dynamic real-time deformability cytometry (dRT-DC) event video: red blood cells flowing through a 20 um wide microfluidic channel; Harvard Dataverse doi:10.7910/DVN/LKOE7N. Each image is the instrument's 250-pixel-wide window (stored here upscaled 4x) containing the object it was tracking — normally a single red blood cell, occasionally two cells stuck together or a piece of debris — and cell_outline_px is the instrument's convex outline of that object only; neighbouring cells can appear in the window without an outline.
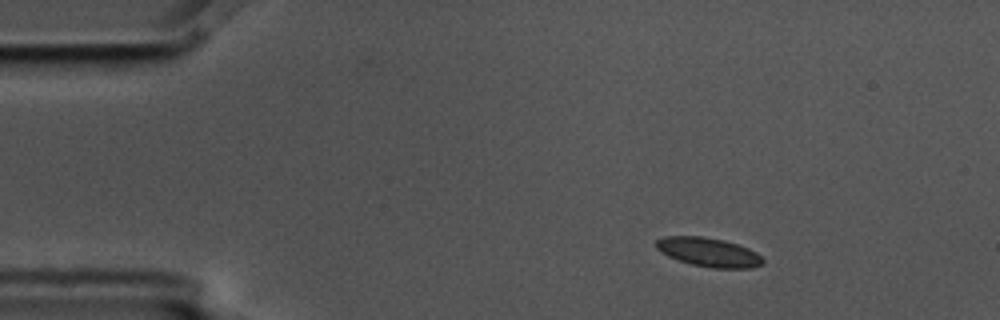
{"species": "common noctule bat (a hibernating species)", "species_latin": "Nyctalus noctula", "temperature_condition": "cold", "stored_images_in_passage": 3, "camera_frame_rate_fps": 3000, "um_per_image_px": 0.085, "animal": {"sex": "male", "body_mass_g": 17.5, "forearm_length_mm": 52.3}, "frame": {"image": 1, "passage_image": 1, "time_ms": 0.0, "image_size_px": [1000, 320], "cell_outline_px": [[764, 264], [752, 268], [712, 268], [692, 264], [668, 256], [660, 252], [656, 248], [656, 240], [664, 236], [704, 236], [724, 240], [748, 248], [756, 252], [764, 260]], "centroid_in_image_um": [60.24, 21.43], "position_along_channel_um": 24.8, "area_um2": 18.03}}